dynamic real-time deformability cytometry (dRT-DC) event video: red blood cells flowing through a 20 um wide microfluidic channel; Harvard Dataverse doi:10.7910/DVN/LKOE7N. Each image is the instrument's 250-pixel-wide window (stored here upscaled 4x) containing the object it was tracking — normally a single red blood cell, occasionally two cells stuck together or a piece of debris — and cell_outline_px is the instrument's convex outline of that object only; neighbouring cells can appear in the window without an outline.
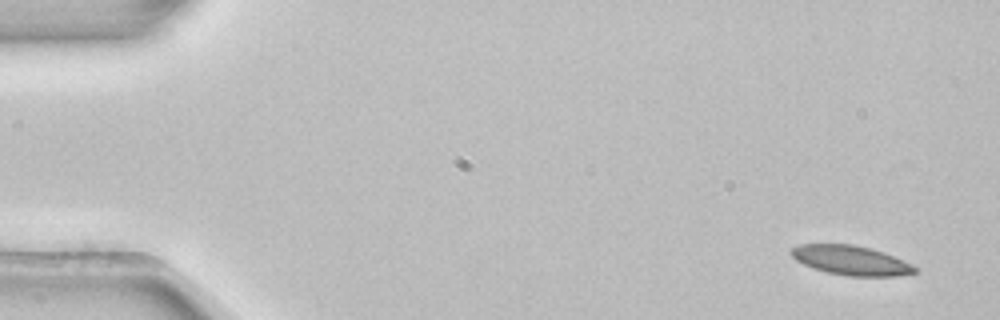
{"species": "common noctule bat (a hibernating species)", "species_latin": "Nyctalus noctula", "temperature_condition": "room temperature", "stored_images_in_passage": 4, "camera_frame_rate_fps": 3000, "um_per_image_px": 0.085, "animal": {"sex": "female", "body_mass_g": 22.7, "forearm_length_mm": 54.2}, "frame": {"image": 1, "passage_image": 1, "time_ms": 0.0, "image_size_px": [1000, 320], "cell_outline_px": [[916, 272], [900, 276], [848, 276], [828, 272], [804, 264], [796, 260], [788, 252], [792, 248], [800, 244], [852, 244], [884, 252], [916, 268]], "centroid_in_image_um": [72.28, 22.12], "position_along_channel_um": 12.7, "area_um2": 20.81}}
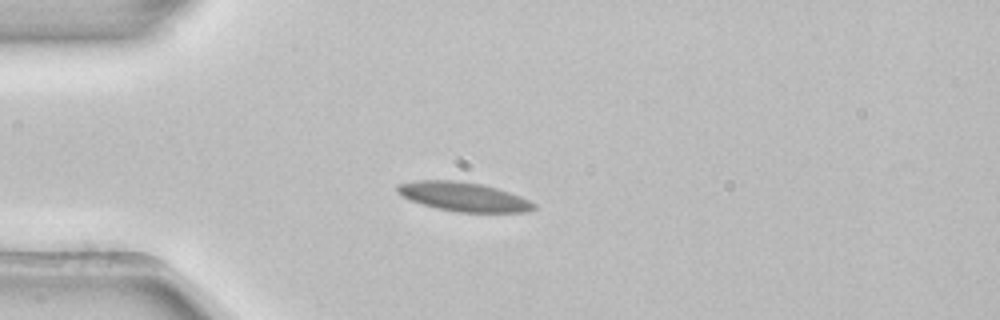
{"frame": {"image": 2, "passage_image": 4, "time_ms": 1.0, "image_size_px": [1000, 320], "cell_outline_px": [[536, 208], [532, 212], [456, 212], [436, 208], [408, 200], [396, 192], [396, 184], [416, 180], [456, 180], [480, 184], [496, 188], [520, 196], [536, 204]], "centroid_in_image_um": [39.36, 16.72], "position_along_channel_um": 45.6, "area_um2": 23.29}}